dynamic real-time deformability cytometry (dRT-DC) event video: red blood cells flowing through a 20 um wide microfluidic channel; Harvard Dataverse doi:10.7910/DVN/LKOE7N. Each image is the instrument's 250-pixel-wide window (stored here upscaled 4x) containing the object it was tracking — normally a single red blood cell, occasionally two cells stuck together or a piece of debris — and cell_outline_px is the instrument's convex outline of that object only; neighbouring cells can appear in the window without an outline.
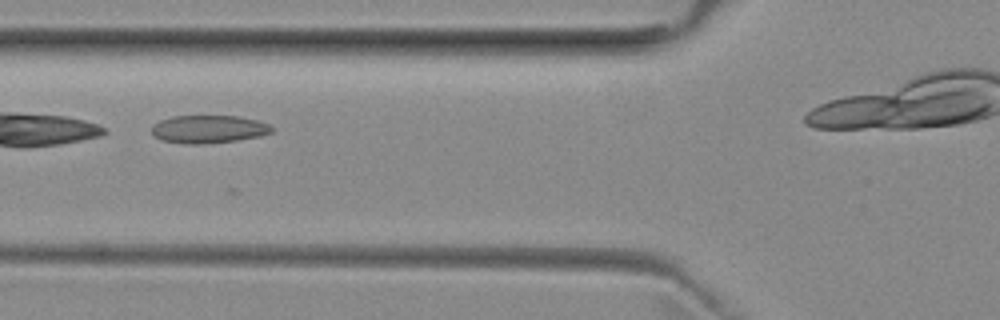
{"species": "common noctule bat (a hibernating species)", "species_latin": "Nyctalus noctula", "temperature_condition": "room temperature", "stored_images_in_passage": 8, "camera_frame_rate_fps": 3000, "um_per_image_px": 0.085, "animal": {"sex": "female", "body_mass_g": 29.2, "forearm_length_mm": 56.3}, "frame": {"image": 1, "passage_image": 6, "time_ms": 1.667, "image_size_px": [1000, 320], "cell_outline_px": [[272, 132], [260, 136], [236, 140], [204, 144], [188, 144], [160, 140], [152, 136], [152, 124], [160, 120], [172, 116], [240, 116], [256, 120], [268, 124], [272, 128]], "centroid_in_image_um": [17.67, 10.98], "position_along_channel_um": 108.1, "area_um2": 19.59}}